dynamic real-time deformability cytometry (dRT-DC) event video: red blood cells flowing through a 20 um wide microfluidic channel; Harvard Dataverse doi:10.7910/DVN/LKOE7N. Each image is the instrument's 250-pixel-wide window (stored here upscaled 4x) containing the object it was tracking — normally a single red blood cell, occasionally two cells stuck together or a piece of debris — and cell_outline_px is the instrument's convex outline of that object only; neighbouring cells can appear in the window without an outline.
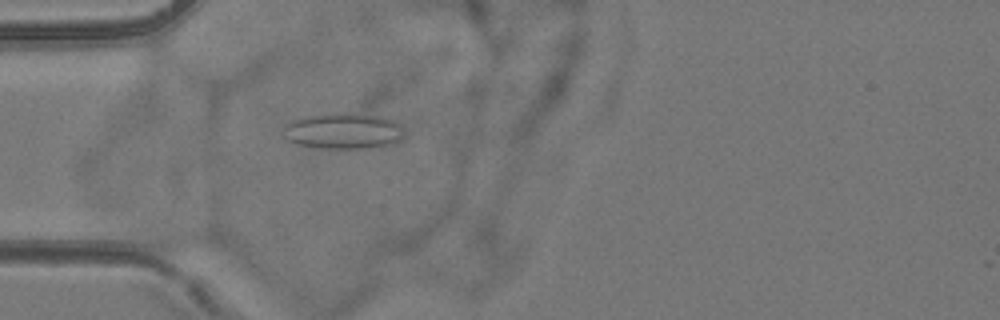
{"species": "common noctule bat (a hibernating species)", "species_latin": "Nyctalus noctula", "temperature_condition": "room temperature", "stored_images_in_passage": 4, "camera_frame_rate_fps": 3000, "um_per_image_px": 0.085, "animal": {"sex": "female", "body_mass_g": 24.6, "forearm_length_mm": 56.2}, "frame": {"image": 1, "passage_image": 4, "time_ms": 4.333, "image_size_px": [1000, 320], "cell_outline_px": [[400, 140], [388, 144], [364, 148], [320, 148], [296, 144], [288, 140], [280, 132], [284, 124], [292, 120], [304, 116], [332, 112], [352, 112], [384, 116], [400, 124]], "centroid_in_image_um": [29.07, 11.1], "position_along_channel_um": 55.9, "area_um2": 25.61}}